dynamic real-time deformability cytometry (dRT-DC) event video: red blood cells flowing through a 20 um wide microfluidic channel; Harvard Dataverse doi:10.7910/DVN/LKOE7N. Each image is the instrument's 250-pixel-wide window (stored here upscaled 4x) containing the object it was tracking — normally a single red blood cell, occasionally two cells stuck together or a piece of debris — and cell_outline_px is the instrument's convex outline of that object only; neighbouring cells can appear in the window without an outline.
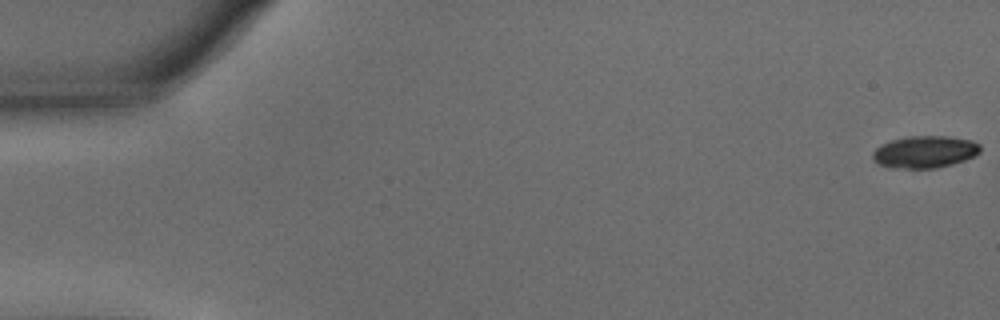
{"species": "common noctule bat (a hibernating species)", "species_latin": "Nyctalus noctula", "temperature_condition": "warm", "stored_images_in_passage": 57, "camera_frame_rate_fps": 3000, "um_per_image_px": 0.085, "animal": {"sex": "male", "body_mass_g": 15.6}, "frame": {"image": 1, "passage_image": 1, "time_ms": 0.0, "image_size_px": [1000, 320], "cell_outline_px": [[980, 152], [976, 156], [952, 164], [936, 168], [904, 168], [880, 164], [872, 156], [872, 152], [880, 144], [892, 140], [908, 136], [948, 136], [972, 140], [980, 144]], "centroid_in_image_um": [78.66, 12.89], "position_along_channel_um": 6.3, "area_um2": 20.0}}
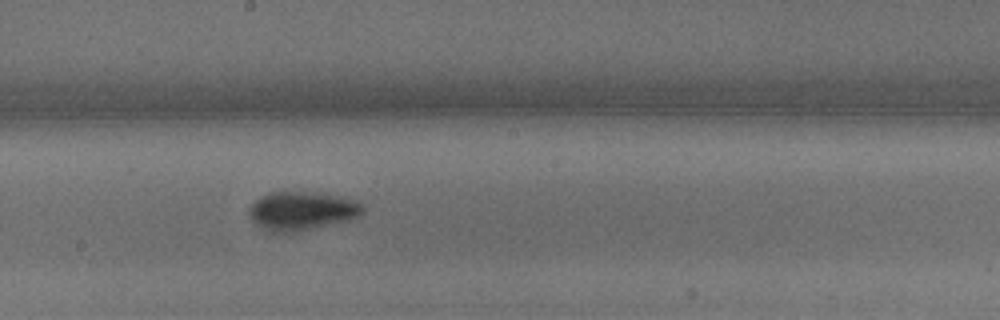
{"frame": {"image": 2, "passage_image": 32, "time_ms": 10.333, "image_size_px": [1000, 320], "cell_outline_px": [[364, 212], [348, 220], [296, 232], [272, 232], [260, 228], [252, 220], [248, 212], [248, 208], [260, 196], [268, 192], [312, 192], [336, 196], [352, 200], [360, 204], [364, 208]], "centroid_in_image_um": [25.58, 17.93], "position_along_channel_um": 222.6, "area_um2": 25.32}}
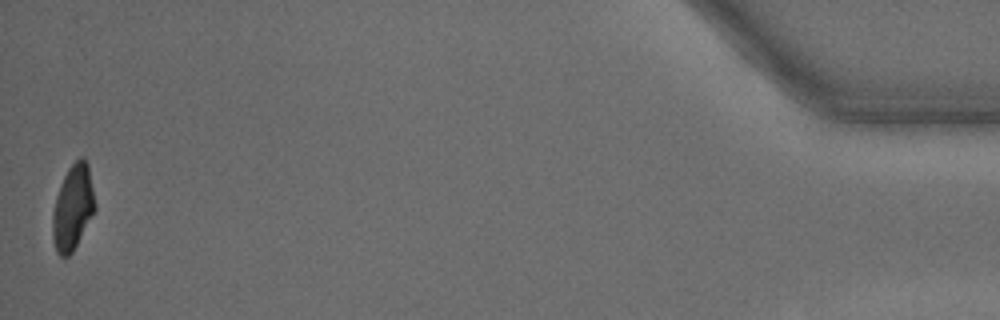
{"frame": {"image": 3, "passage_image": 57, "time_ms": 18.667, "image_size_px": [1000, 320], "cell_outline_px": [[96, 208], [72, 252], [68, 256], [60, 256], [56, 252], [52, 236], [52, 212], [56, 196], [60, 184], [68, 168], [80, 156], [84, 156], [88, 164], [96, 204]], "centroid_in_image_um": [6.18, 17.61], "position_along_channel_um": 429.0, "area_um2": 21.04}, "authors_computed_cell_mechanics": {"area_um2": 22.1952, "velocity_mm_per_s": 3.5734, "shape_relaxation_time_tau1_ms": 2.555, "shape_relaxation_time_tau2_ms": 1.5519, "deformation_change_tau1": 0.1581, "deformation_change_tau2": 0.0579}}